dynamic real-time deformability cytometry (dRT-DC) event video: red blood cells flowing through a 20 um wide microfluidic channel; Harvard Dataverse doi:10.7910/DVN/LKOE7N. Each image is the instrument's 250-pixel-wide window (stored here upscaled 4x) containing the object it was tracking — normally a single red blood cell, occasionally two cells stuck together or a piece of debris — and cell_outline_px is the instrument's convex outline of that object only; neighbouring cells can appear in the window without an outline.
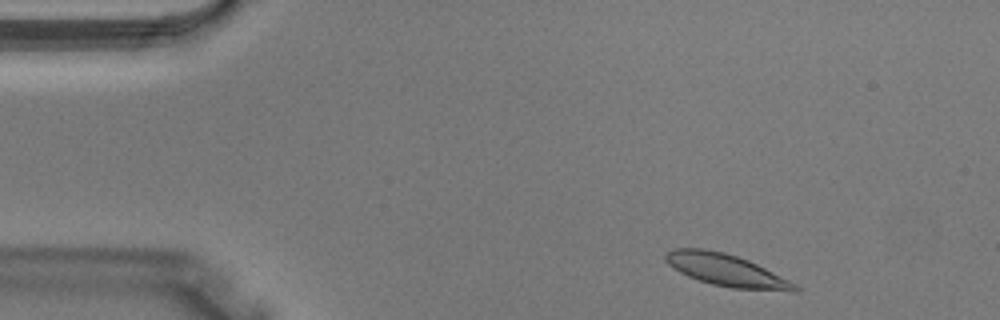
{"species": "Egyptian fruit bat (a non-hibernating species)", "species_latin": "Rousettus aegyptiacus", "temperature_condition": "warm", "stored_images_in_passage": 36, "camera_frame_rate_fps": 3000, "um_per_image_px": 0.085, "animal": {"sex": "male"}, "frame": {"image": 1, "passage_image": 2, "time_ms": 0.333, "image_size_px": [1000, 320], "cell_outline_px": [[800, 288], [796, 292], [792, 292], [732, 288], [712, 284], [688, 276], [680, 272], [668, 264], [664, 260], [664, 256], [668, 252], [676, 248], [704, 248], [724, 252], [748, 260], [796, 284]], "centroid_in_image_um": [61.73, 22.97], "position_along_channel_um": 23.3, "area_um2": 23.99}}
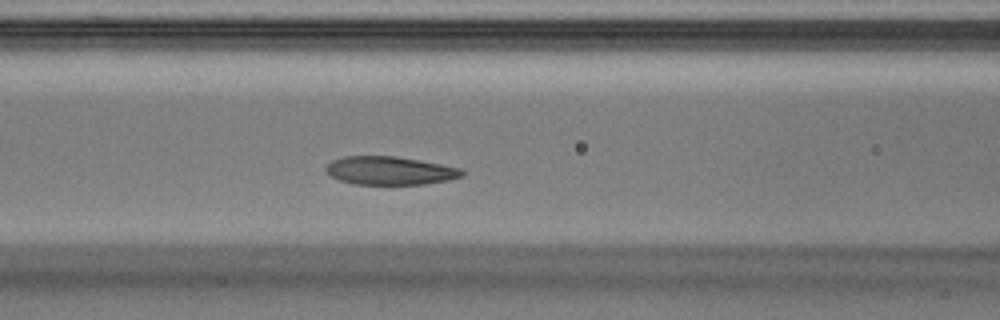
{"frame": {"image": 2, "passage_image": 13, "time_ms": 4.0, "image_size_px": [1000, 320], "cell_outline_px": [[464, 176], [448, 180], [424, 184], [356, 184], [340, 180], [332, 176], [324, 168], [332, 160], [344, 156], [396, 156], [440, 164], [460, 168], [464, 172]], "centroid_in_image_um": [33.14, 14.5], "position_along_channel_um": 133.5, "area_um2": 22.25}}
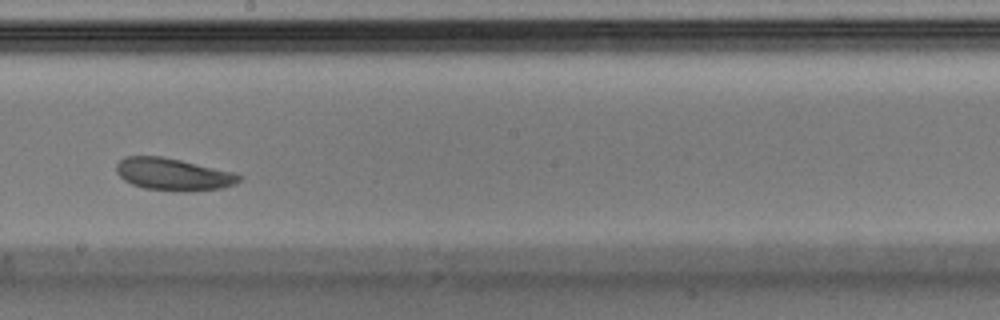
{"frame": {"image": 3, "passage_image": 19, "time_ms": 6.0, "image_size_px": [1000, 320], "cell_outline_px": [[244, 176], [236, 184], [224, 188], [192, 192], [176, 192], [144, 188], [132, 184], [124, 180], [116, 172], [116, 164], [124, 156], [160, 156], [180, 160], [232, 172]], "centroid_in_image_um": [14.73, 14.84], "position_along_channel_um": 233.5, "area_um2": 23.29}}